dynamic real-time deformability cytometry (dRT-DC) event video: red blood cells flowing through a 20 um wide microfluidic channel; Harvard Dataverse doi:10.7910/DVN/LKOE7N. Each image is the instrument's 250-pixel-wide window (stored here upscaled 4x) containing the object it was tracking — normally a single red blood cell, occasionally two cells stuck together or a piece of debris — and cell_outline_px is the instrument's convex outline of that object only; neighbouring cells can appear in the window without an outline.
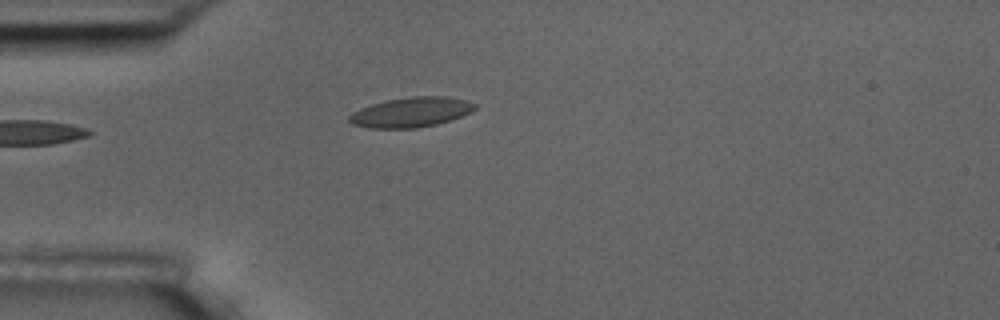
{"species": "common noctule bat (a hibernating species)", "species_latin": "Nyctalus noctula", "temperature_condition": "room temperature", "stored_images_in_passage": 3, "camera_frame_rate_fps": 3000, "um_per_image_px": 0.085, "animal": {"sex": "male", "body_mass_g": 17.5, "forearm_length_mm": 52.3}, "frame": {"image": 1, "passage_image": 3, "time_ms": 2.0, "image_size_px": [1000, 320], "cell_outline_px": [[476, 108], [472, 112], [436, 124], [416, 128], [368, 128], [352, 124], [348, 120], [348, 116], [352, 112], [360, 108], [372, 104], [388, 100], [412, 96], [444, 96], [468, 100], [476, 104]], "centroid_in_image_um": [34.93, 9.53], "position_along_channel_um": 50.1, "area_um2": 21.85}}